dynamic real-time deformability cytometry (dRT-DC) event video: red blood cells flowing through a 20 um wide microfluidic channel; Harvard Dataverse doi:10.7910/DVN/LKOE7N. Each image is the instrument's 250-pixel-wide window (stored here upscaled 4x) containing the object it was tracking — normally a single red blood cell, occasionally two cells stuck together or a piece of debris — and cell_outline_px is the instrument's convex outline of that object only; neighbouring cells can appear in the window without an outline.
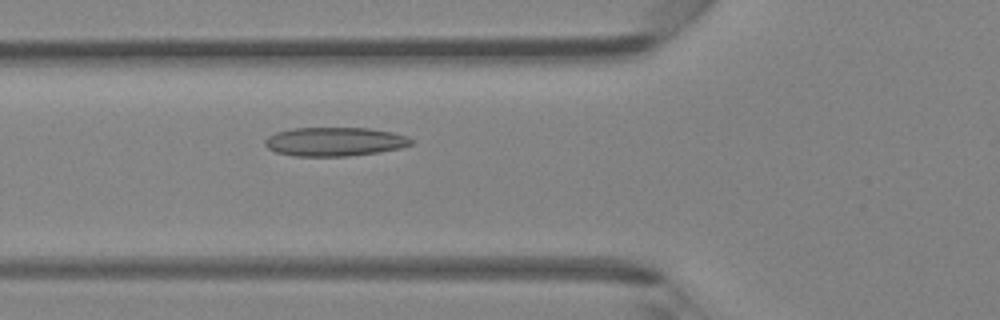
{"species": "Egyptian fruit bat (a non-hibernating species)", "species_latin": "Rousettus aegyptiacus", "temperature_condition": "room temperature", "stored_images_in_passage": 36, "camera_frame_rate_fps": 3000, "um_per_image_px": 0.085, "animal": {"sex": "female"}, "frame": {"image": 1, "passage_image": 6, "time_ms": 1.667, "image_size_px": [1000, 320], "cell_outline_px": [[412, 144], [400, 148], [380, 152], [348, 156], [292, 156], [276, 152], [268, 148], [264, 144], [264, 140], [268, 136], [276, 132], [292, 128], [368, 128], [392, 132], [408, 136], [412, 140]], "centroid_in_image_um": [28.43, 12.04], "position_along_channel_um": 97.4, "area_um2": 24.68}}
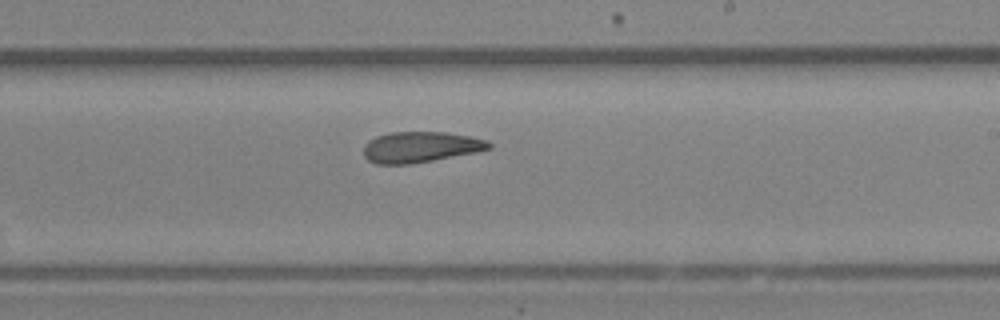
{"frame": {"image": 2, "passage_image": 17, "time_ms": 5.333, "image_size_px": [1000, 320], "cell_outline_px": [[492, 148], [476, 152], [432, 160], [408, 164], [376, 164], [368, 160], [364, 156], [364, 144], [368, 140], [376, 136], [392, 132], [448, 132], [472, 136], [488, 140], [492, 144]], "centroid_in_image_um": [35.75, 12.49], "position_along_channel_um": 253.2, "area_um2": 22.6}}
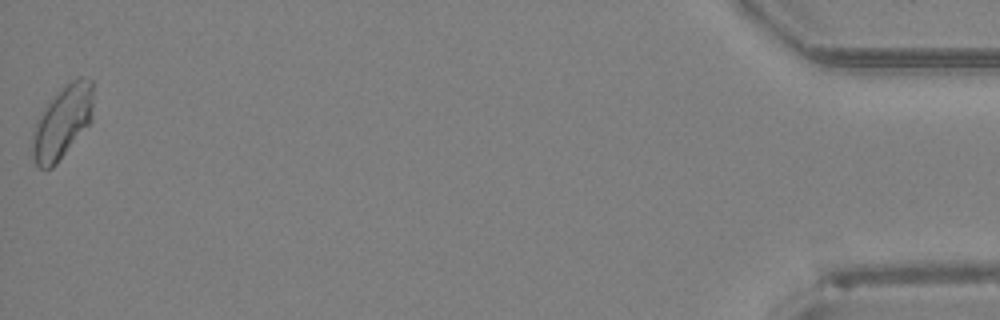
{"frame": {"image": 3, "passage_image": 36, "time_ms": 11.667, "image_size_px": [1000, 320], "cell_outline_px": [[92, 120], [56, 164], [52, 168], [40, 168], [36, 164], [32, 156], [32, 132], [36, 120], [52, 96], [64, 84], [76, 76], [80, 76], [92, 80]], "centroid_in_image_um": [5.28, 10.34], "position_along_channel_um": 429.9, "area_um2": 25.89}, "authors_computed_cell_mechanics": {"area_um2": 23.4957, "velocity_mm_per_s": 4.2782, "shape_relaxation_time_tau1_ms": null, "shape_relaxation_time_tau2_ms": 2.7846, "deformation_change_tau1": null, "deformation_change_tau2": 0.0809}}